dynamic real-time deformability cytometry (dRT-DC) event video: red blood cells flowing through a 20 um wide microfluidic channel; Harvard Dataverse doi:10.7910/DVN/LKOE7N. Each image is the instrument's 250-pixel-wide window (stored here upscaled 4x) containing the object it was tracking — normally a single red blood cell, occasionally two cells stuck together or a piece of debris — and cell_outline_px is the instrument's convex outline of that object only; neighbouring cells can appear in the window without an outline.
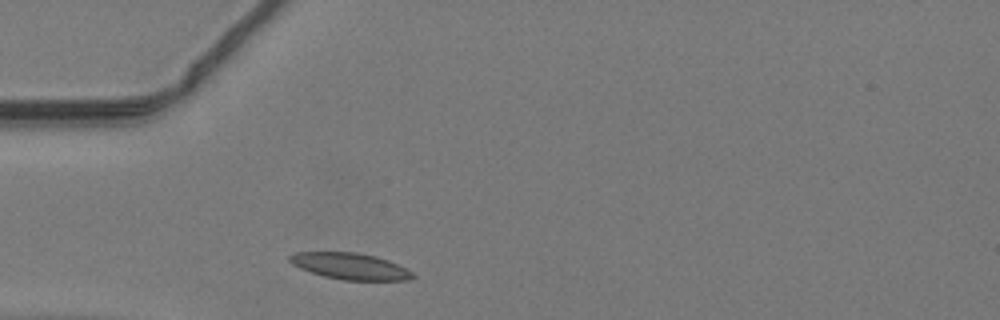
{"species": "common noctule bat (a hibernating species)", "species_latin": "Nyctalus noctula", "temperature_condition": "warm", "stored_images_in_passage": 35, "camera_frame_rate_fps": 3000, "um_per_image_px": 0.085, "animal": {"sex": "male", "body_mass_g": 19.2, "forearm_length_mm": 51.8}, "frame": {"image": 1, "passage_image": 3, "time_ms": 0.667, "image_size_px": [1000, 320], "cell_outline_px": [[416, 276], [408, 280], [344, 280], [324, 276], [300, 268], [292, 264], [288, 260], [288, 256], [296, 252], [356, 252], [376, 256], [388, 260], [412, 272]], "centroid_in_image_um": [29.74, 22.62], "position_along_channel_um": 55.3, "area_um2": 18.79}}
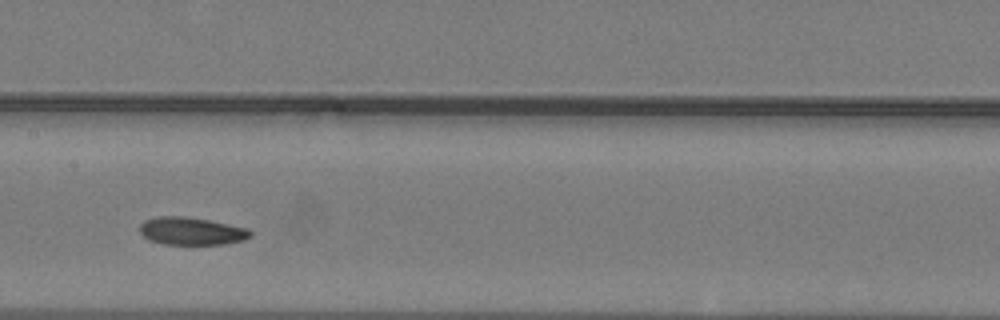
{"frame": {"image": 2, "passage_image": 13, "time_ms": 4.0, "image_size_px": [1000, 320], "cell_outline_px": [[252, 236], [244, 240], [224, 244], [164, 244], [152, 240], [144, 236], [140, 232], [140, 224], [144, 220], [160, 216], [184, 216], [208, 220], [248, 228], [252, 232]], "centroid_in_image_um": [16.3, 19.64], "position_along_channel_um": 191.1, "area_um2": 17.74}}
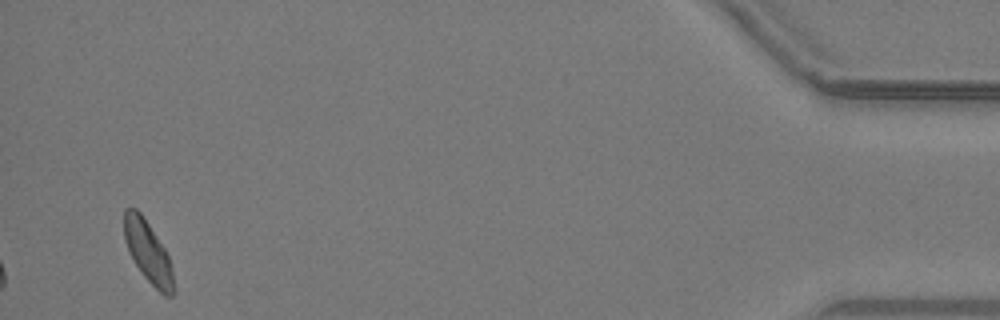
{"frame": {"image": 3, "passage_image": 35, "time_ms": 11.333, "image_size_px": [1000, 320], "cell_outline_px": [[176, 288], [172, 296], [164, 296], [144, 276], [128, 252], [124, 240], [124, 208], [136, 208], [140, 212], [164, 248], [168, 256], [172, 268]], "centroid_in_image_um": [12.59, 21.44], "position_along_channel_um": 422.6, "area_um2": 17.63}}